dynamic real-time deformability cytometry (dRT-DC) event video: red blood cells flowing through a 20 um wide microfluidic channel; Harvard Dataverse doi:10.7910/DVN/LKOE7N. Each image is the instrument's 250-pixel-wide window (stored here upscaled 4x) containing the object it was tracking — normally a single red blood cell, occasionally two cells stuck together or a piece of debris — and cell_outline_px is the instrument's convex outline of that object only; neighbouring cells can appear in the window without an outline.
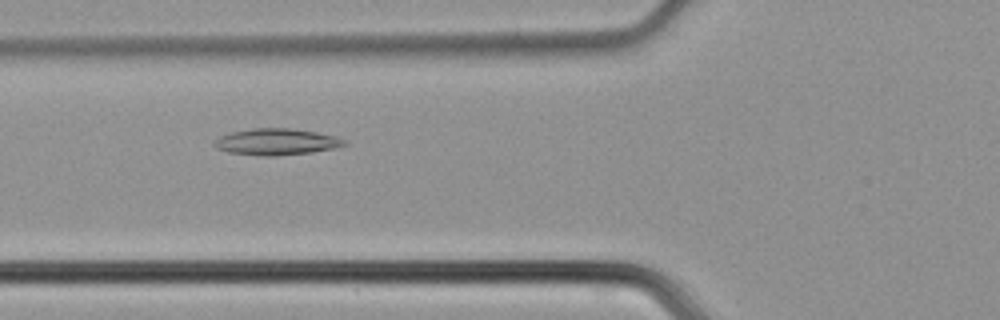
{"species": "common noctule bat (a hibernating species)", "species_latin": "Nyctalus noctula", "temperature_condition": "cold", "stored_images_in_passage": 35, "camera_frame_rate_fps": 3000, "um_per_image_px": 0.085, "animal": {"sex": "male", "body_mass_g": 21.5, "forearm_length_mm": 52.0}, "frame": {"image": 1, "passage_image": 6, "time_ms": 1.667, "image_size_px": [1000, 320], "cell_outline_px": [[348, 144], [340, 148], [312, 152], [276, 156], [260, 156], [228, 152], [216, 148], [212, 144], [220, 136], [232, 132], [252, 128], [292, 128], [316, 132], [336, 136], [348, 140]], "centroid_in_image_um": [23.57, 12.06], "position_along_channel_um": 102.2, "area_um2": 20.35}}
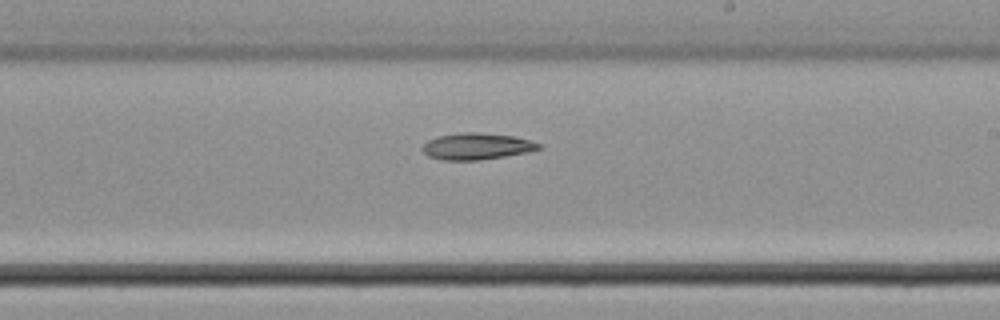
{"frame": {"image": 2, "passage_image": 16, "time_ms": 5.0, "image_size_px": [1000, 320], "cell_outline_px": [[544, 144], [540, 148], [528, 152], [480, 160], [444, 160], [428, 156], [420, 148], [428, 140], [436, 136], [464, 132], [476, 132], [516, 136]], "centroid_in_image_um": [40.53, 12.43], "position_along_channel_um": 248.5, "area_um2": 18.09}}
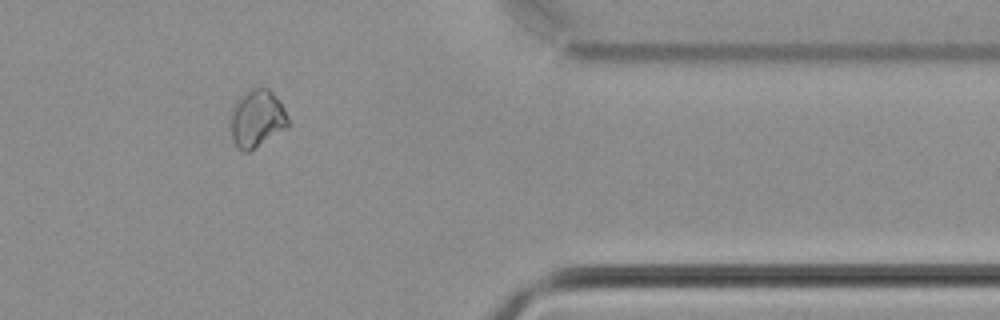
{"frame": {"image": 3, "passage_image": 27, "time_ms": 8.667, "image_size_px": [1000, 320], "cell_outline_px": [[288, 128], [248, 152], [244, 152], [236, 148], [232, 140], [228, 112], [236, 100], [240, 96], [252, 88], [268, 88], [280, 100], [284, 108], [288, 120]], "centroid_in_image_um": [21.79, 10.09], "position_along_channel_um": 389.6, "area_um2": 19.77}}